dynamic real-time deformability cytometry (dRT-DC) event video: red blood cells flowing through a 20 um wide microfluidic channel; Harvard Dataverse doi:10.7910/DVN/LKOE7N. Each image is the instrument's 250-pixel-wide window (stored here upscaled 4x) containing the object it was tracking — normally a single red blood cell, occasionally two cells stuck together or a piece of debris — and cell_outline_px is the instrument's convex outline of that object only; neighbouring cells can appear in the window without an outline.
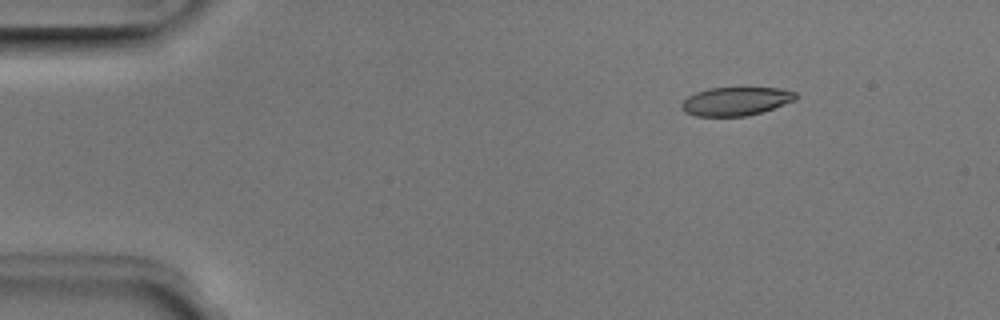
{"species": "Egyptian fruit bat (a non-hibernating species)", "species_latin": "Rousettus aegyptiacus", "temperature_condition": "room temperature", "stored_images_in_passage": 4, "camera_frame_rate_fps": 3000, "um_per_image_px": 0.085, "animal": {"sex": "male"}, "frame": {"image": 1, "passage_image": 1, "time_ms": 0.0, "image_size_px": [1000, 320], "cell_outline_px": [[796, 100], [760, 112], [744, 116], [696, 116], [684, 112], [680, 108], [680, 104], [688, 96], [696, 92], [708, 88], [780, 88], [796, 92]], "centroid_in_image_um": [62.5, 8.6], "position_along_channel_um": 22.5, "area_um2": 18.84}}
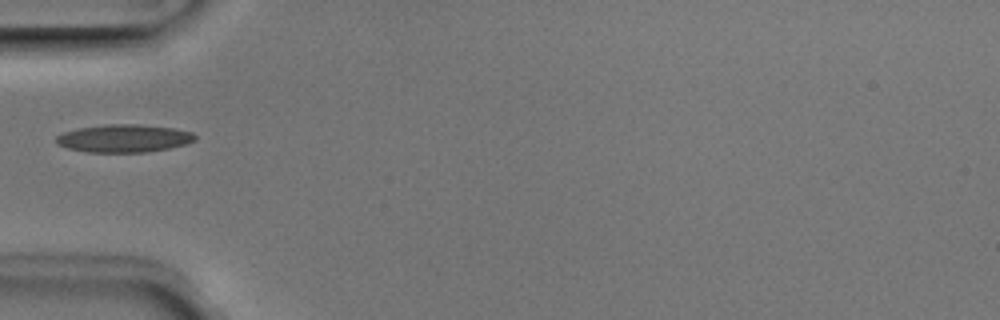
{"frame": {"image": 2, "passage_image": 4, "time_ms": 1.0, "image_size_px": [1000, 320], "cell_outline_px": [[196, 140], [184, 144], [168, 148], [148, 152], [88, 152], [68, 148], [56, 144], [56, 136], [64, 132], [80, 128], [108, 124], [140, 124], [172, 128], [192, 132], [196, 136]], "centroid_in_image_um": [10.53, 11.76], "position_along_channel_um": 74.5, "area_um2": 22.37}}